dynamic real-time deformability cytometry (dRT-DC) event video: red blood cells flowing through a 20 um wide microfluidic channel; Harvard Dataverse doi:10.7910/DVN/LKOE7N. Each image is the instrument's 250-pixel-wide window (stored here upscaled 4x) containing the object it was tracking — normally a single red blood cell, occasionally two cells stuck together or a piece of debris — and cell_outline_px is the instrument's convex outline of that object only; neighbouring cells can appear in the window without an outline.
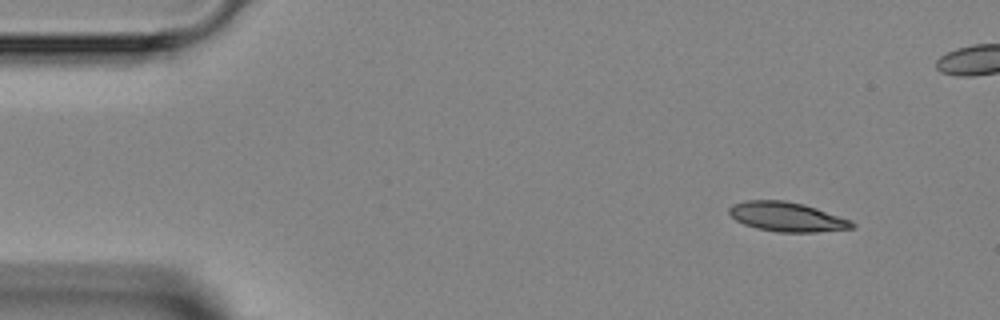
{"species": "Egyptian fruit bat (a non-hibernating species)", "species_latin": "Rousettus aegyptiacus", "temperature_condition": "room temperature", "stored_images_in_passage": 5, "camera_frame_rate_fps": 3000, "um_per_image_px": 0.085, "animal": {"sex": "female"}, "frame": {"image": 1, "passage_image": 5, "time_ms": 5.667, "image_size_px": [1000, 320], "cell_outline_px": [[856, 228], [816, 232], [776, 232], [756, 228], [744, 224], [736, 220], [728, 212], [728, 208], [732, 204], [748, 200], [784, 200], [804, 204], [852, 220], [856, 224]], "centroid_in_image_um": [66.91, 18.43], "position_along_channel_um": 18.1, "area_um2": 21.21}}